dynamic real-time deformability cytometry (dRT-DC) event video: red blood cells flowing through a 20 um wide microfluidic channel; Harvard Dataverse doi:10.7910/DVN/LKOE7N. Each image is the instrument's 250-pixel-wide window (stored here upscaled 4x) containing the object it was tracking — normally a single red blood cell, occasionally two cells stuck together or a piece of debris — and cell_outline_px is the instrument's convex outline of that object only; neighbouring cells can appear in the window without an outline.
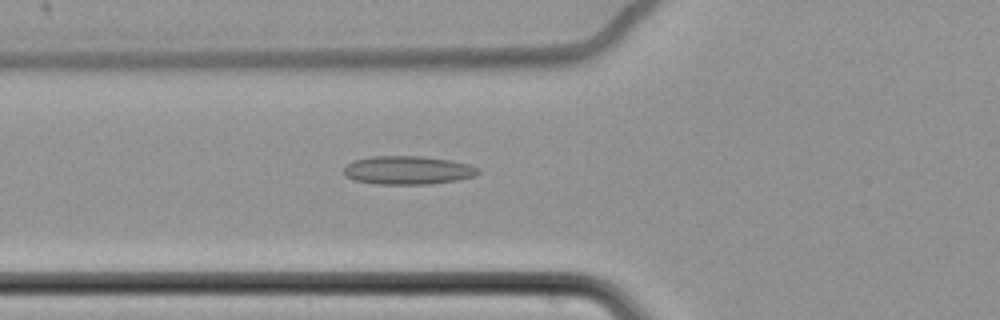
{"species": "common noctule bat (a hibernating species)", "species_latin": "Nyctalus noctula", "temperature_condition": "cold", "stored_images_in_passage": 62, "camera_frame_rate_fps": 3000, "um_per_image_px": 0.085, "animal": {"sex": "female", "body_mass_g": 22.7, "forearm_length_mm": 54.2}, "frame": {"image": 1, "passage_image": 25, "time_ms": 8.0, "image_size_px": [1000, 320], "cell_outline_px": [[480, 172], [476, 176], [456, 180], [428, 184], [376, 184], [356, 180], [344, 176], [344, 168], [352, 160], [372, 156], [424, 156], [452, 160], [468, 164], [480, 168]], "centroid_in_image_um": [34.68, 14.46], "position_along_channel_um": 91.1, "area_um2": 22.43}}
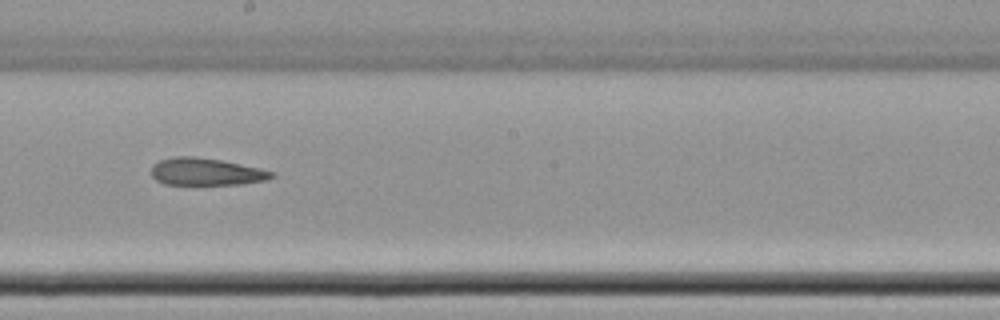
{"frame": {"image": 2, "passage_image": 37, "time_ms": 12.0, "image_size_px": [1000, 320], "cell_outline_px": [[276, 176], [264, 180], [240, 184], [164, 184], [156, 180], [152, 176], [152, 164], [160, 160], [172, 156], [192, 156], [220, 160], [260, 168], [276, 172]], "centroid_in_image_um": [17.51, 14.59], "position_along_channel_um": 230.7, "area_um2": 19.07}}
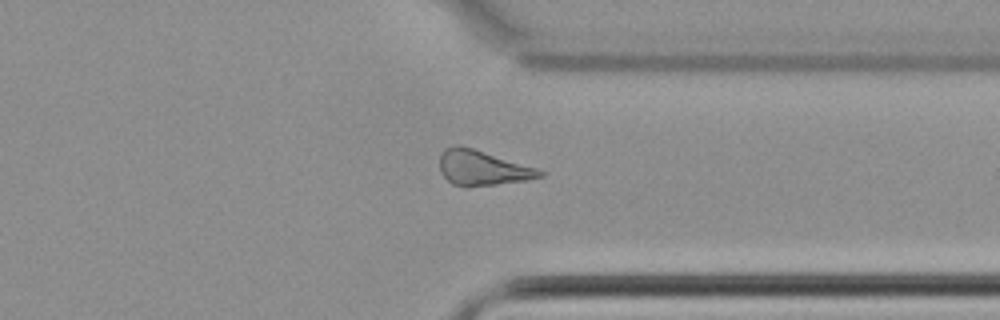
{"frame": {"image": 3, "passage_image": 49, "time_ms": 16.0, "image_size_px": [1000, 320], "cell_outline_px": [[544, 176], [528, 180], [468, 188], [464, 188], [452, 184], [440, 172], [440, 156], [444, 148], [456, 144], [460, 144], [536, 168], [544, 172]], "centroid_in_image_um": [40.96, 14.29], "position_along_channel_um": 370.4, "area_um2": 20.63}, "authors_computed_cell_mechanics": {"area_um2": 21.675, "velocity_mm_per_s": 3.4868, "shape_relaxation_time_tau1_ms": null, "shape_relaxation_time_tau2_ms": 7.3914, "deformation_change_tau1": null, "deformation_change_tau2": 0.1919}}